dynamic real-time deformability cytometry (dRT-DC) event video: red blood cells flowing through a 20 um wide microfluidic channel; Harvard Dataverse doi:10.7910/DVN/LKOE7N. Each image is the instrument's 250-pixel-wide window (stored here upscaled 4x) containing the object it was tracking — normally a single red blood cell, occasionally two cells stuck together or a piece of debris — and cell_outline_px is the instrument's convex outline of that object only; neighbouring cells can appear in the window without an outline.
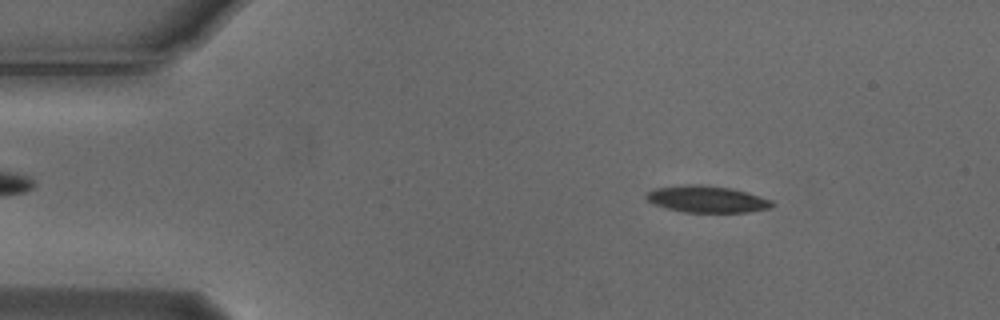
{"species": "Egyptian fruit bat (a non-hibernating species)", "species_latin": "Rousettus aegyptiacus", "temperature_condition": "cold", "stored_images_in_passage": 4, "camera_frame_rate_fps": 3000, "um_per_image_px": 0.085, "animal": {"sex": "male"}, "frame": {"image": 1, "passage_image": 2, "time_ms": 0.333, "image_size_px": [1000, 320], "cell_outline_px": [[776, 204], [768, 208], [748, 212], [684, 212], [652, 204], [644, 196], [648, 192], [656, 188], [688, 184], [700, 184], [732, 188], [748, 192], [772, 200]], "centroid_in_image_um": [60.1, 16.92], "position_along_channel_um": 24.9, "area_um2": 19.59}}